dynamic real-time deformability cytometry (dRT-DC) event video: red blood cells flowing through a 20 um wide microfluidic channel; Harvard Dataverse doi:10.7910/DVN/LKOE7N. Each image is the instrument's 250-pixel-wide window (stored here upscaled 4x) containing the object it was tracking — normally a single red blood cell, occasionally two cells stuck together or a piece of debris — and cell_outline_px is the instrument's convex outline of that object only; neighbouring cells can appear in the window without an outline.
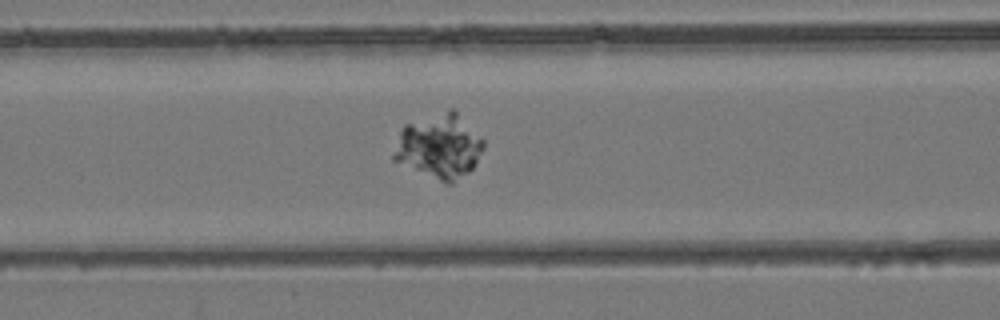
{"species": "common noctule bat (a hibernating species)", "species_latin": "Nyctalus noctula", "temperature_condition": "room temperature", "stored_images_in_passage": 42, "camera_frame_rate_fps": 3000, "um_per_image_px": 0.085, "animal": {"sex": "female", "body_mass_g": 24.6, "forearm_length_mm": 56.2}, "frame": {"image": 1, "passage_image": 16, "time_ms": 5.0, "image_size_px": [1000, 320], "cell_outline_px": [[484, 148], [476, 164], [468, 172], [452, 184], [448, 184], [392, 160], [392, 156], [400, 132], [404, 124], [448, 108], [452, 108], [484, 140]], "centroid_in_image_um": [37.34, 12.42], "position_along_channel_um": 129.3, "area_um2": 33.52}}
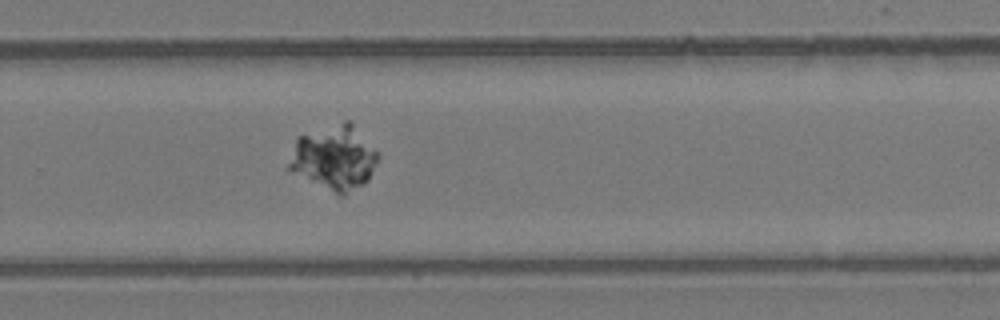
{"frame": {"image": 2, "passage_image": 27, "time_ms": 8.667, "image_size_px": [1000, 320], "cell_outline_px": [[380, 156], [368, 180], [364, 184], [344, 196], [340, 196], [288, 172], [284, 168], [296, 140], [300, 136], [344, 120], [348, 120], [380, 152]], "centroid_in_image_um": [28.38, 13.45], "position_along_channel_um": 301.4, "area_um2": 34.04}}
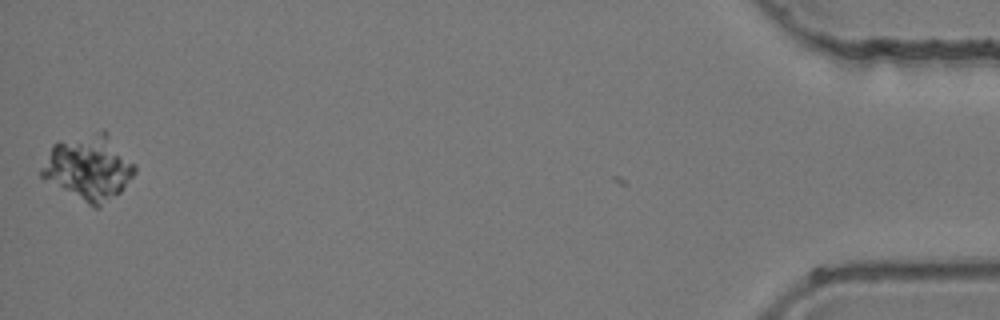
{"frame": {"image": 3, "passage_image": 41, "time_ms": 13.333, "image_size_px": [1000, 320], "cell_outline_px": [[136, 172], [120, 192], [100, 208], [96, 208], [88, 204], [40, 176], [40, 172], [52, 144], [60, 140], [104, 128], [108, 132], [136, 164]], "centroid_in_image_um": [7.59, 14.2], "position_along_channel_um": 427.6, "area_um2": 35.55}}